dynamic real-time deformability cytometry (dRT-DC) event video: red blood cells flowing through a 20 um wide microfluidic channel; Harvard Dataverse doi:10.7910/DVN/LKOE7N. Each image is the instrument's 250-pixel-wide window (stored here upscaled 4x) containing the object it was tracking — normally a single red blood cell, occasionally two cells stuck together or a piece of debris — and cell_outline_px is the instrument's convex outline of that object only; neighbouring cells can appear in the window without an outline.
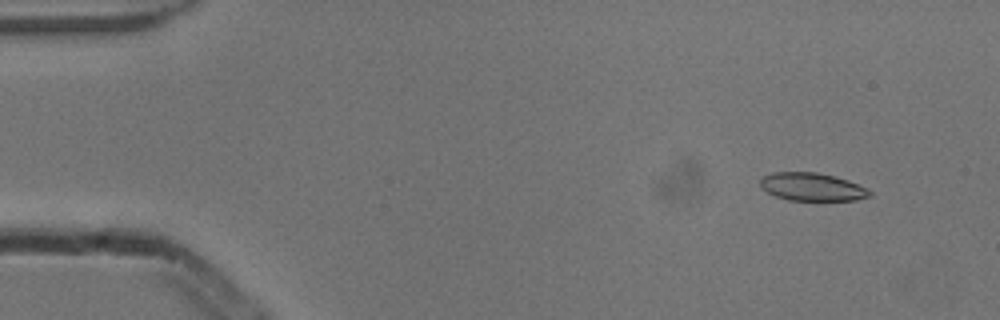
{"species": "common noctule bat (a hibernating species)", "species_latin": "Nyctalus noctula", "temperature_condition": "cold", "stored_images_in_passage": 4, "camera_frame_rate_fps": 3000, "um_per_image_px": 0.085, "animal": {"sex": "male", "body_mass_g": 13.3}, "frame": {"image": 1, "passage_image": 1, "time_ms": 0.0, "image_size_px": [1000, 320], "cell_outline_px": [[872, 196], [856, 200], [788, 200], [776, 196], [760, 188], [760, 180], [764, 176], [772, 172], [816, 172], [848, 180], [868, 188], [872, 192]], "centroid_in_image_um": [69.04, 15.89], "position_along_channel_um": 16.0, "area_um2": 17.86}}
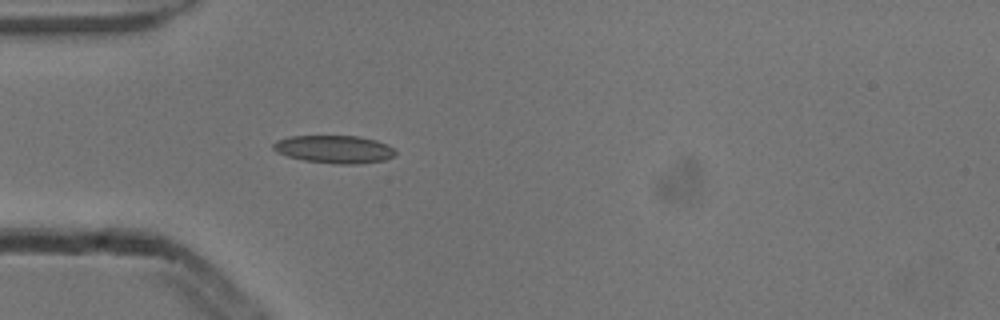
{"frame": {"image": 2, "passage_image": 4, "time_ms": 1.0, "image_size_px": [1000, 320], "cell_outline_px": [[396, 152], [392, 156], [384, 160], [360, 164], [336, 164], [304, 160], [288, 156], [276, 152], [272, 148], [272, 144], [280, 140], [292, 136], [360, 136], [376, 140], [388, 144]], "centroid_in_image_um": [28.43, 12.69], "position_along_channel_um": 56.6, "area_um2": 19.71}}